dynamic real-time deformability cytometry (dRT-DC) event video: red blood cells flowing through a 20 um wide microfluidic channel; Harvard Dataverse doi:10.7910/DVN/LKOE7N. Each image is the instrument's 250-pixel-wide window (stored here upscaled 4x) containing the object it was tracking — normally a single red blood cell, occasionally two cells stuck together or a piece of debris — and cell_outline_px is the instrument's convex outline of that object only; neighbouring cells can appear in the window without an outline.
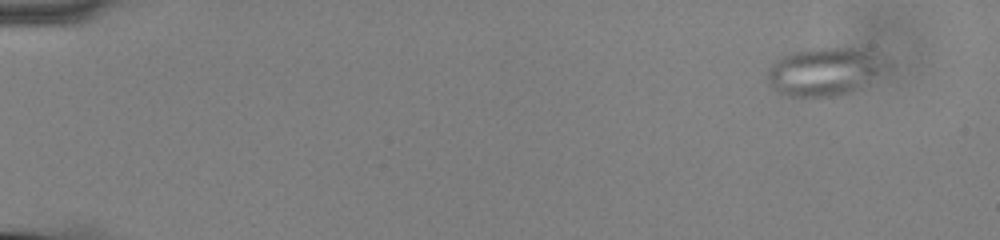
{"species": "common noctule bat (a hibernating species)", "species_latin": "Nyctalus noctula", "temperature_condition": "cold", "stored_images_in_passage": 54, "camera_frame_rate_fps": 3000, "um_per_image_px": 0.085, "animal": {"sex": "male", "body_mass_g": 13.0, "forearm_length_mm": 53.1}, "frame": {"image": 1, "passage_image": 1, "time_ms": 0.0, "image_size_px": [1000, 240], "cell_outline_px": [[896, 68], [892, 72], [848, 92], [832, 96], [788, 96], [780, 92], [768, 84], [768, 68], [780, 56], [804, 48], [852, 48], [896, 60]], "centroid_in_image_um": [70.26, 6.05], "position_along_channel_um": 14.7, "area_um2": 34.33}}
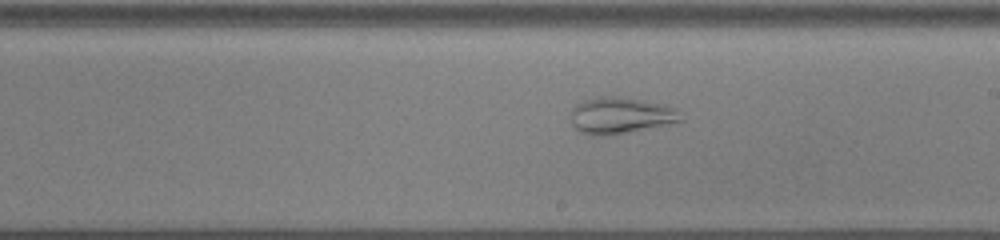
{"frame": {"image": 2, "passage_image": 31, "time_ms": 10.0, "image_size_px": [1000, 240], "cell_outline_px": [[684, 120], [668, 124], [624, 132], [600, 136], [588, 136], [580, 132], [572, 124], [572, 108], [576, 104], [600, 96], [616, 96], [668, 104], [676, 108]], "centroid_in_image_um": [52.77, 9.81], "position_along_channel_um": 236.2, "area_um2": 23.18}}
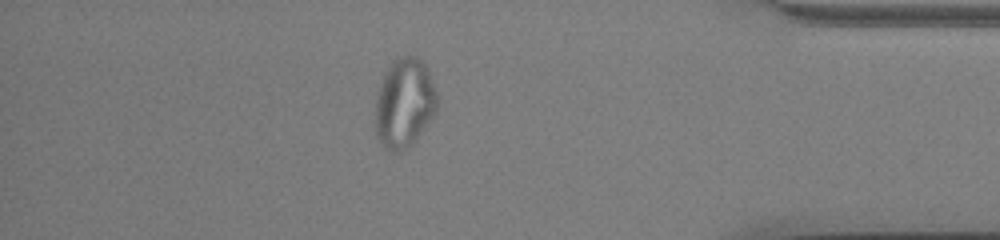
{"frame": {"image": 3, "passage_image": 47, "time_ms": 15.333, "image_size_px": [1000, 240], "cell_outline_px": [[436, 108], [432, 116], [412, 144], [408, 148], [400, 152], [392, 152], [376, 136], [376, 92], [388, 64], [396, 56], [416, 56], [428, 68], [436, 92]], "centroid_in_image_um": [34.34, 8.71], "position_along_channel_um": 400.9, "area_um2": 32.02}}